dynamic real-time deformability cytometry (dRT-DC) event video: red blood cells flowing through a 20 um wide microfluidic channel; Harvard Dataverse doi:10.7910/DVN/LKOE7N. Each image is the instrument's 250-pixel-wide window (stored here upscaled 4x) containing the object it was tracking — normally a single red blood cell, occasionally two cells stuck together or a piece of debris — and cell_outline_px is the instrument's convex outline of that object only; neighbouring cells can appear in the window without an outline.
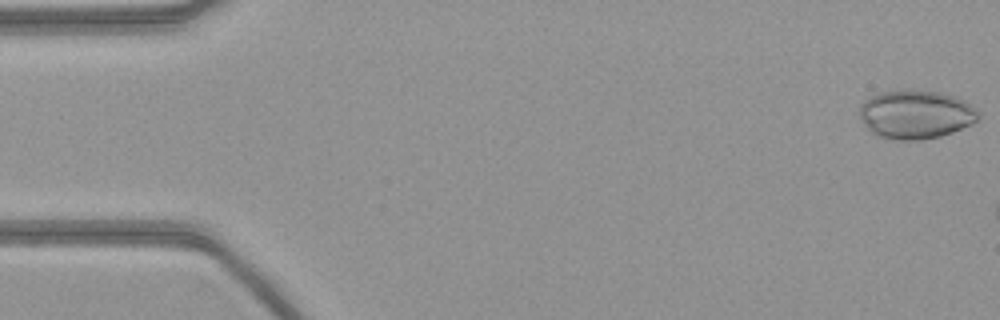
{"species": "common noctule bat (a hibernating species)", "species_latin": "Nyctalus noctula", "temperature_condition": "warm", "stored_images_in_passage": 9, "camera_frame_rate_fps": 3000, "um_per_image_px": 0.085, "animal": {"sex": "female", "body_mass_g": 21.9}, "frame": {"image": 1, "passage_image": 1, "time_ms": 0.0, "image_size_px": [1000, 320], "cell_outline_px": [[980, 116], [972, 124], [952, 132], [940, 136], [920, 140], [892, 140], [876, 136], [864, 124], [860, 116], [860, 104], [864, 100], [872, 96], [884, 92], [904, 88], [908, 88], [936, 92], [952, 96], [964, 100], [976, 108], [980, 112]], "centroid_in_image_um": [77.83, 9.72], "position_along_channel_um": 7.2, "area_um2": 33.93}}